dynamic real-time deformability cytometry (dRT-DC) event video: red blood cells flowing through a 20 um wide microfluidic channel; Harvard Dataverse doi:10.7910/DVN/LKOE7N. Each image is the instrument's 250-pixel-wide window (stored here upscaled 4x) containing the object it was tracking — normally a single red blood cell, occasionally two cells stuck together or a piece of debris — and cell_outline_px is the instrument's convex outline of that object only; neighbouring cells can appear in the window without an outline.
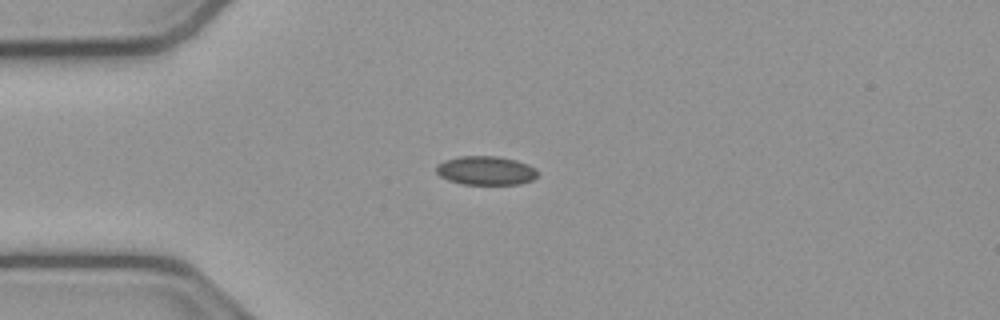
{"species": "common noctule bat (a hibernating species)", "species_latin": "Nyctalus noctula", "temperature_condition": "cold", "stored_images_in_passage": 41, "camera_frame_rate_fps": 3000, "um_per_image_px": 0.085, "animal": {"sex": "male", "body_mass_g": 23.1, "forearm_length_mm": 52.7}, "frame": {"image": 1, "passage_image": 1, "time_ms": 0.0, "image_size_px": [1000, 320], "cell_outline_px": [[536, 176], [532, 180], [520, 184], [464, 184], [448, 180], [440, 176], [436, 172], [436, 164], [444, 160], [460, 156], [496, 156], [516, 160], [528, 164], [536, 168]], "centroid_in_image_um": [41.27, 14.49], "position_along_channel_um": 43.7, "area_um2": 17.05}}
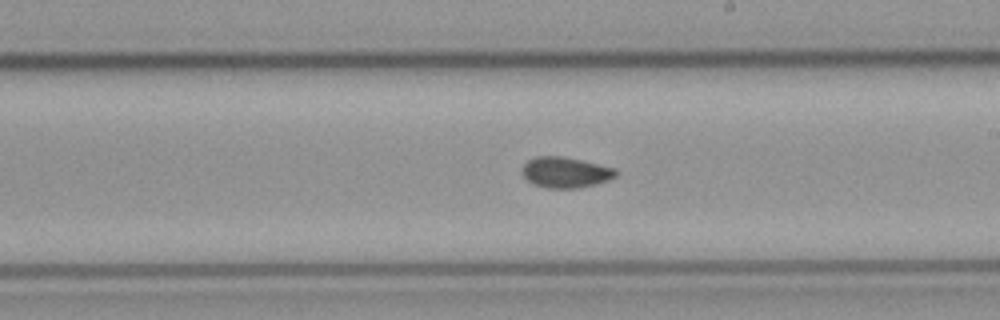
{"frame": {"image": 2, "passage_image": 18, "time_ms": 5.667, "image_size_px": [1000, 320], "cell_outline_px": [[616, 176], [608, 180], [596, 184], [576, 188], [548, 188], [536, 184], [528, 180], [524, 176], [524, 164], [528, 160], [536, 156], [560, 156], [580, 160], [616, 168]], "centroid_in_image_um": [48.09, 14.65], "position_along_channel_um": 240.9, "area_um2": 16.42}}
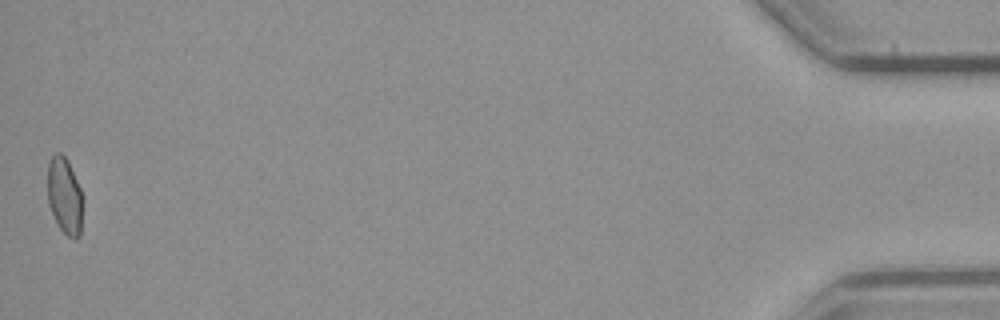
{"frame": {"image": 3, "passage_image": 41, "time_ms": 13.333, "image_size_px": [1000, 320], "cell_outline_px": [[84, 200], [80, 236], [76, 240], [72, 240], [60, 228], [48, 204], [48, 164], [52, 156], [56, 152], [60, 152], [68, 160], [80, 188]], "centroid_in_image_um": [5.53, 16.67], "position_along_channel_um": 429.7, "area_um2": 15.95}, "authors_computed_cell_mechanics": {"area_um2": 16.4152, "velocity_mm_per_s": 3.8054, "shape_relaxation_time_tau1_ms": null, "shape_relaxation_time_tau2_ms": 3.5279, "deformation_change_tau1": null, "deformation_change_tau2": 0.0581}}